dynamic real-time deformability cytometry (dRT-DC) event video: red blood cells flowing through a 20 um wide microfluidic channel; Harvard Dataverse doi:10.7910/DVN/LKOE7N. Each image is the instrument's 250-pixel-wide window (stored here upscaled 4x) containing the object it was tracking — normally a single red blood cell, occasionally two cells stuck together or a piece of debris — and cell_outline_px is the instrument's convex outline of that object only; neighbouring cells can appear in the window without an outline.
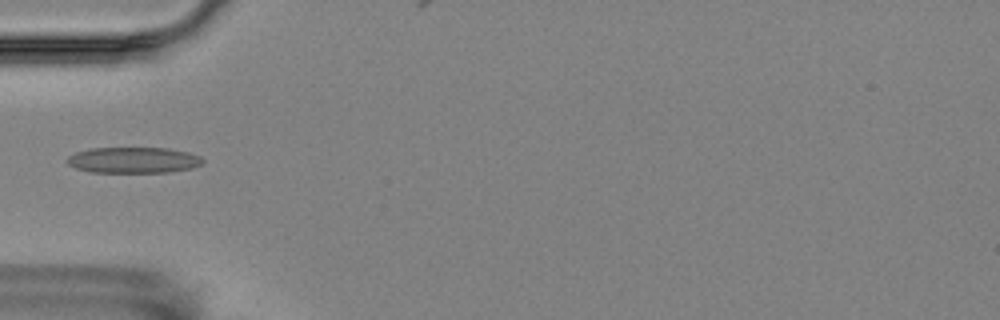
{"species": "Egyptian fruit bat (a non-hibernating species)", "species_latin": "Rousettus aegyptiacus", "temperature_condition": "room temperature", "stored_images_in_passage": 17, "camera_frame_rate_fps": 3000, "um_per_image_px": 0.085, "animal": {"sex": "female"}, "frame": {"image": 1, "passage_image": 6, "time_ms": 5.667, "image_size_px": [1000, 320], "cell_outline_px": [[204, 160], [200, 164], [192, 168], [168, 172], [88, 172], [76, 168], [68, 164], [64, 160], [68, 156], [76, 152], [92, 148], [168, 148], [188, 152], [200, 156]], "centroid_in_image_um": [11.31, 13.61], "position_along_channel_um": 73.7, "area_um2": 20.52}}
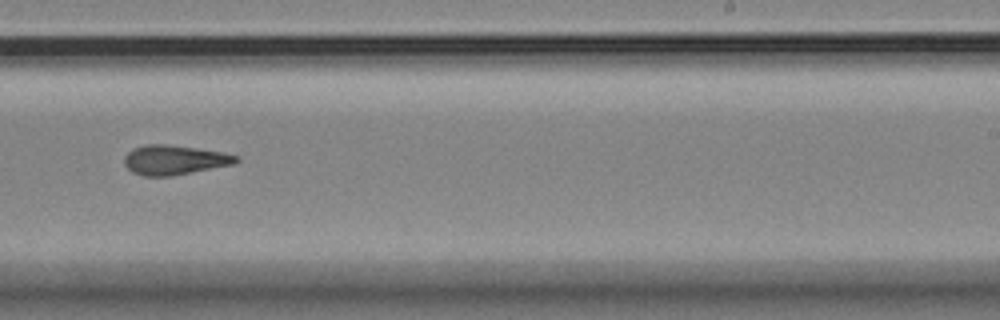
{"frame": {"image": 2, "passage_image": 11, "time_ms": 11.333, "image_size_px": [1000, 320], "cell_outline_px": [[240, 160], [236, 164], [172, 176], [144, 176], [132, 172], [124, 164], [124, 156], [132, 148], [144, 144], [164, 144], [196, 148], [224, 152], [240, 156]], "centroid_in_image_um": [14.85, 13.59], "position_along_channel_um": 274.2, "area_um2": 19.54}}
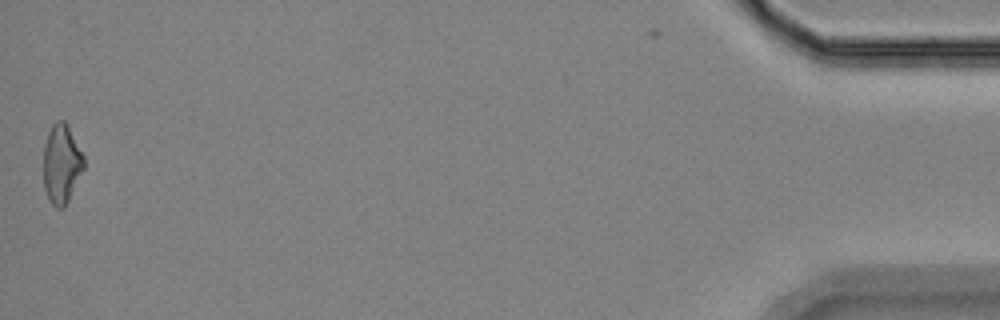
{"frame": {"image": 3, "passage_image": 17, "time_ms": 18.333, "image_size_px": [1000, 320], "cell_outline_px": [[84, 168], [64, 208], [56, 208], [48, 200], [44, 188], [44, 144], [48, 132], [52, 124], [56, 120], [64, 120], [84, 156]], "centroid_in_image_um": [5.21, 13.94], "position_along_channel_um": 430.0, "area_um2": 18.5}, "authors_computed_cell_mechanics": {"area_um2": 19.4208, "velocity_mm_per_s": 3.532, "shape_relaxation_time_tau1_ms": null, "shape_relaxation_time_tau2_ms": 3.99, "deformation_change_tau1": null, "deformation_change_tau2": 0.1422}}